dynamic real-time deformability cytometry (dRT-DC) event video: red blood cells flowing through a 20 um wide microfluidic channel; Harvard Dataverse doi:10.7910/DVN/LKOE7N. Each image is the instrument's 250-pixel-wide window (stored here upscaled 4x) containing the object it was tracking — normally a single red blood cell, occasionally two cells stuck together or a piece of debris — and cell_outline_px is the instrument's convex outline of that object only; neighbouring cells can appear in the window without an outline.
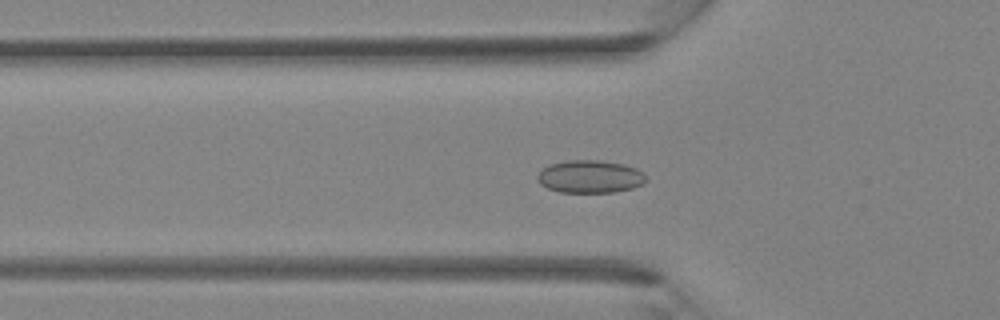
{"species": "Egyptian fruit bat (a non-hibernating species)", "species_latin": "Rousettus aegyptiacus", "temperature_condition": "room temperature", "stored_images_in_passage": 37, "camera_frame_rate_fps": 3000, "um_per_image_px": 0.085, "animal": {"sex": "female"}, "frame": {"image": 1, "passage_image": 12, "time_ms": 3.667, "image_size_px": [1000, 320], "cell_outline_px": [[648, 180], [632, 188], [616, 192], [560, 192], [548, 188], [540, 184], [536, 180], [536, 176], [544, 168], [552, 164], [568, 160], [600, 160], [624, 164], [636, 168], [644, 172]], "centroid_in_image_um": [50.17, 15.01], "position_along_channel_um": 75.6, "area_um2": 20.75}}
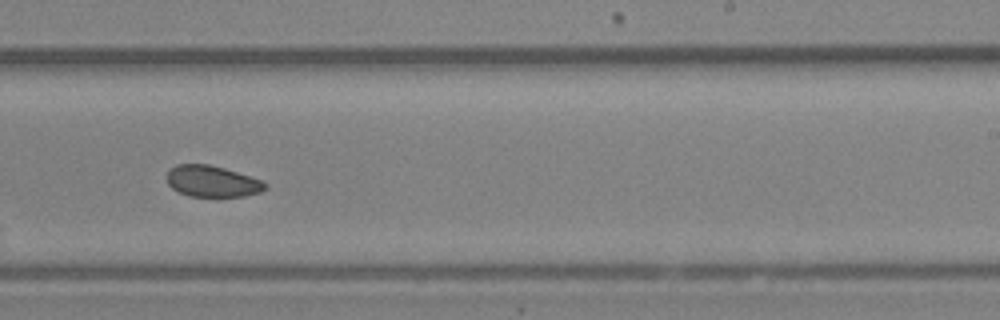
{"frame": {"image": 2, "passage_image": 23, "time_ms": 7.333, "image_size_px": [1000, 320], "cell_outline_px": [[268, 188], [260, 192], [244, 196], [188, 196], [172, 188], [168, 184], [168, 172], [176, 164], [208, 164], [224, 168], [264, 180], [268, 184]], "centroid_in_image_um": [18.09, 15.41], "position_along_channel_um": 270.9, "area_um2": 17.92}}
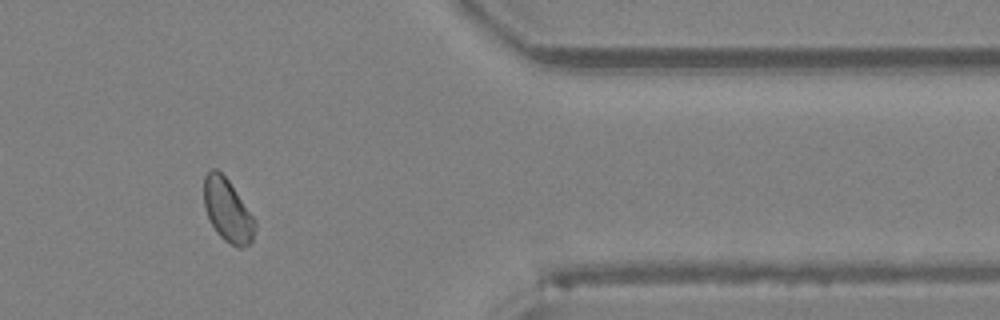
{"frame": {"image": 3, "passage_image": 31, "time_ms": 10.0, "image_size_px": [1000, 320], "cell_outline_px": [[256, 224], [252, 240], [248, 244], [240, 248], [236, 248], [224, 240], [216, 232], [204, 208], [204, 176], [212, 168], [216, 168], [228, 180], [256, 220]], "centroid_in_image_um": [19.34, 17.89], "position_along_channel_um": 392.1, "area_um2": 18.61}}